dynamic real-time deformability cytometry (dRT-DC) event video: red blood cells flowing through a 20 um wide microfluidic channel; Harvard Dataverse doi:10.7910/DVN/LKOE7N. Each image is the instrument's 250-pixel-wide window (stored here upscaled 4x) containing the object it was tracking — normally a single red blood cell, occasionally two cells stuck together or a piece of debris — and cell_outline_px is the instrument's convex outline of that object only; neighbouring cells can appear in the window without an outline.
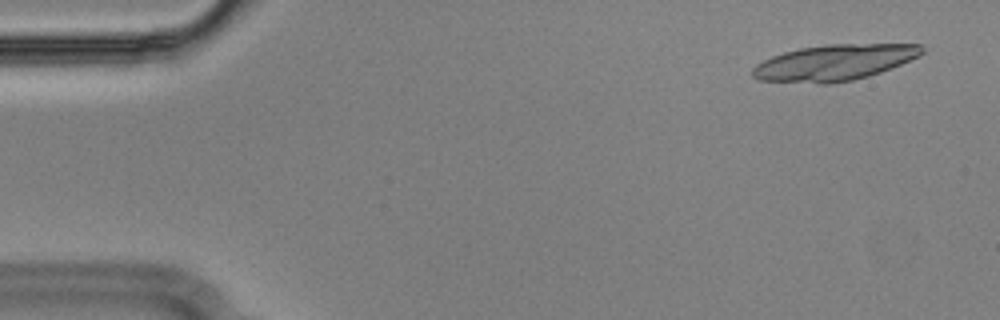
{"species": "Egyptian fruit bat (a non-hibernating species)", "species_latin": "Rousettus aegyptiacus", "temperature_condition": "cold", "stored_images_in_passage": 19, "camera_frame_rate_fps": 3000, "um_per_image_px": 0.085, "animal": {"sex": "male"}, "frame": {"image": 1, "passage_image": 3, "time_ms": 0.667, "image_size_px": [1000, 320], "cell_outline_px": [[924, 52], [920, 56], [880, 72], [868, 76], [852, 80], [832, 84], [820, 84], [760, 80], [752, 76], [752, 68], [756, 64], [772, 56], [784, 52], [800, 48], [828, 44], [920, 44], [924, 48]], "centroid_in_image_um": [70.91, 5.32], "position_along_channel_um": 14.1, "area_um2": 35.49}}